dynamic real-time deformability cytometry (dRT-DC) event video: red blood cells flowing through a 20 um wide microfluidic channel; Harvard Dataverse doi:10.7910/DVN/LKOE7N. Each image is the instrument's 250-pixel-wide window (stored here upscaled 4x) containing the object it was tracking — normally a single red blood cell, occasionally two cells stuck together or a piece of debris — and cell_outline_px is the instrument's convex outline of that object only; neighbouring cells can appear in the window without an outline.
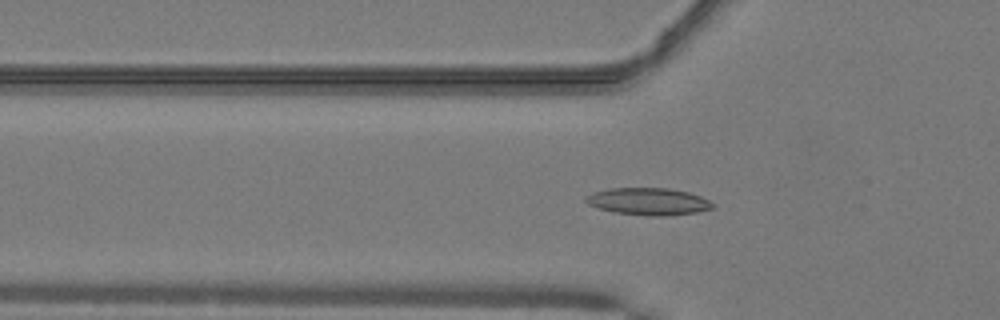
{"species": "common noctule bat (a hibernating species)", "species_latin": "Nyctalus noctula", "temperature_condition": "warm", "stored_images_in_passage": 50, "camera_frame_rate_fps": 3000, "um_per_image_px": 0.085, "animal": {"sex": "male", "body_mass_g": 19.2, "forearm_length_mm": 51.8}, "frame": {"image": 1, "passage_image": 17, "time_ms": 5.333, "image_size_px": [1000, 320], "cell_outline_px": [[712, 208], [696, 212], [664, 216], [652, 216], [616, 212], [600, 208], [588, 204], [584, 200], [584, 196], [592, 192], [608, 188], [668, 188], [688, 192], [700, 196], [708, 200], [712, 204]], "centroid_in_image_um": [55.06, 17.11], "position_along_channel_um": 70.7, "area_um2": 19.88}}
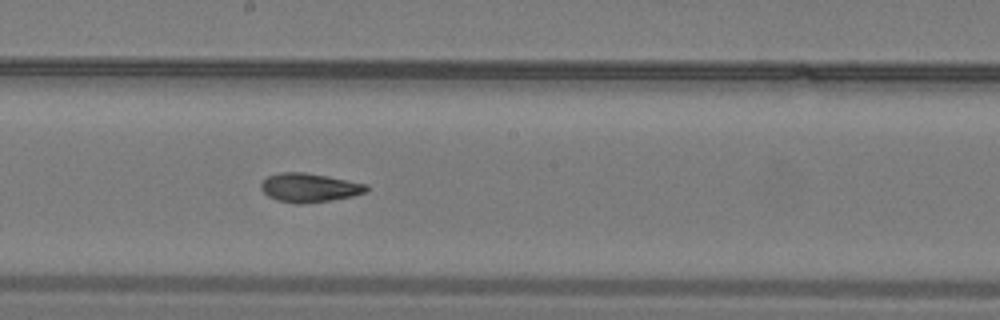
{"frame": {"image": 2, "passage_image": 28, "time_ms": 9.0, "image_size_px": [1000, 320], "cell_outline_px": [[368, 188], [364, 192], [352, 196], [332, 200], [300, 204], [296, 204], [276, 200], [268, 196], [260, 188], [260, 184], [268, 176], [280, 172], [304, 172], [328, 176], [368, 184]], "centroid_in_image_um": [26.27, 15.95], "position_along_channel_um": 221.9, "area_um2": 17.74}}
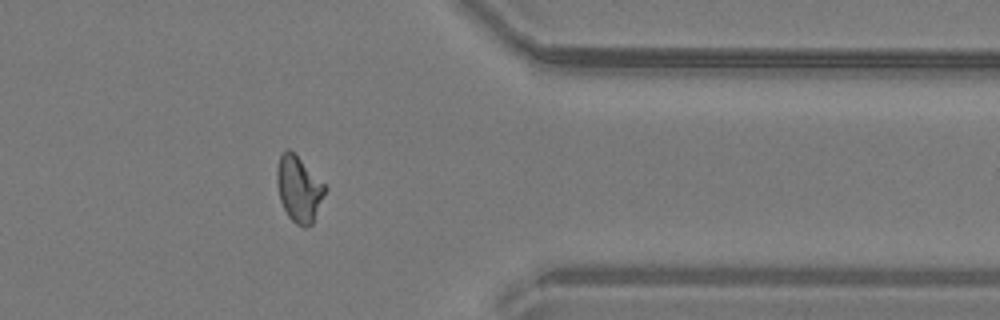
{"frame": {"image": 3, "passage_image": 41, "time_ms": 13.333, "image_size_px": [1000, 320], "cell_outline_px": [[328, 188], [312, 224], [304, 228], [296, 224], [288, 216], [280, 200], [276, 180], [276, 168], [280, 156], [288, 148]], "centroid_in_image_um": [25.4, 16.1], "position_along_channel_um": 386.0, "area_um2": 18.15}, "authors_computed_cell_mechanics": {"area_um2": 17.9758, "velocity_mm_per_s": 4.1041, "shape_relaxation_time_tau1_ms": 9.2441, "shape_relaxation_time_tau2_ms": 2.567, "deformation_change_tau1": 0.2471, "deformation_change_tau2": 0.0768}}